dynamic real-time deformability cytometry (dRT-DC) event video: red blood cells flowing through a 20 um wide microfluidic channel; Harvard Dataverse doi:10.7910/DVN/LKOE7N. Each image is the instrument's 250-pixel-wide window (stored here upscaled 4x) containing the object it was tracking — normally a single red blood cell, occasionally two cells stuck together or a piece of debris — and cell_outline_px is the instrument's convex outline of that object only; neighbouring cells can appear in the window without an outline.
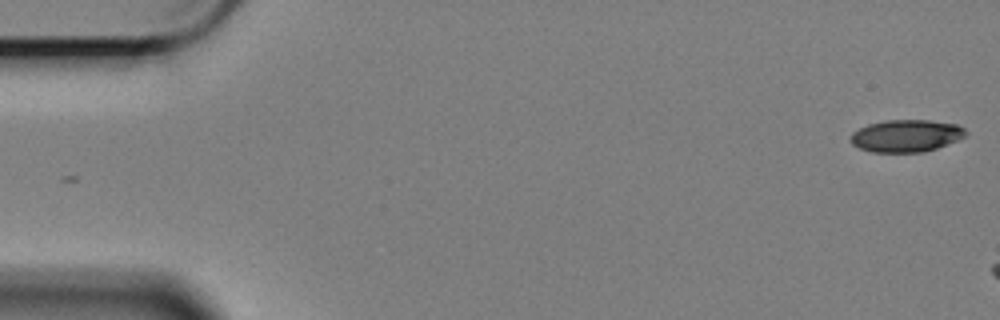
{"species": "Egyptian fruit bat (a non-hibernating species)", "species_latin": "Rousettus aegyptiacus", "temperature_condition": "cold", "stored_images_in_passage": 8, "camera_frame_rate_fps": 3000, "um_per_image_px": 0.085, "animal": {"sex": "female"}, "frame": {"image": 1, "passage_image": 1, "time_ms": 0.0, "image_size_px": [1000, 320], "cell_outline_px": [[968, 132], [964, 136], [956, 140], [936, 148], [920, 152], [872, 152], [860, 148], [852, 144], [848, 140], [848, 136], [852, 132], [868, 124], [884, 120], [928, 120], [956, 124], [964, 128]], "centroid_in_image_um": [76.97, 11.53], "position_along_channel_um": 8.0, "area_um2": 21.62}}